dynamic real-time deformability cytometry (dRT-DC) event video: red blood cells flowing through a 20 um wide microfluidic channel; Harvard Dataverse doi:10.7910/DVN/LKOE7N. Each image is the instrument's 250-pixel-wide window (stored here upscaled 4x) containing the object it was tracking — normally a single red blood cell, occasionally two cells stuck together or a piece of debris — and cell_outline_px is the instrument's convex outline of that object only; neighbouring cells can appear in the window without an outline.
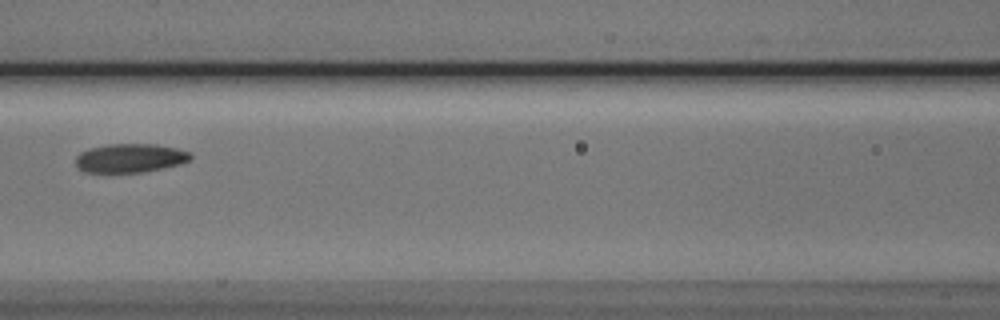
{"species": "Egyptian fruit bat (a non-hibernating species)", "species_latin": "Rousettus aegyptiacus", "temperature_condition": "cold", "stored_images_in_passage": 9, "camera_frame_rate_fps": 3000, "um_per_image_px": 0.085, "animal": {"sex": "male"}, "frame": {"image": 1, "passage_image": 9, "time_ms": 10.0, "image_size_px": [1000, 320], "cell_outline_px": [[192, 160], [180, 164], [140, 172], [84, 172], [76, 168], [76, 156], [80, 152], [88, 148], [108, 144], [156, 144], [176, 148], [188, 152], [192, 156]], "centroid_in_image_um": [11.02, 13.43], "position_along_channel_um": 155.6, "area_um2": 19.31}}